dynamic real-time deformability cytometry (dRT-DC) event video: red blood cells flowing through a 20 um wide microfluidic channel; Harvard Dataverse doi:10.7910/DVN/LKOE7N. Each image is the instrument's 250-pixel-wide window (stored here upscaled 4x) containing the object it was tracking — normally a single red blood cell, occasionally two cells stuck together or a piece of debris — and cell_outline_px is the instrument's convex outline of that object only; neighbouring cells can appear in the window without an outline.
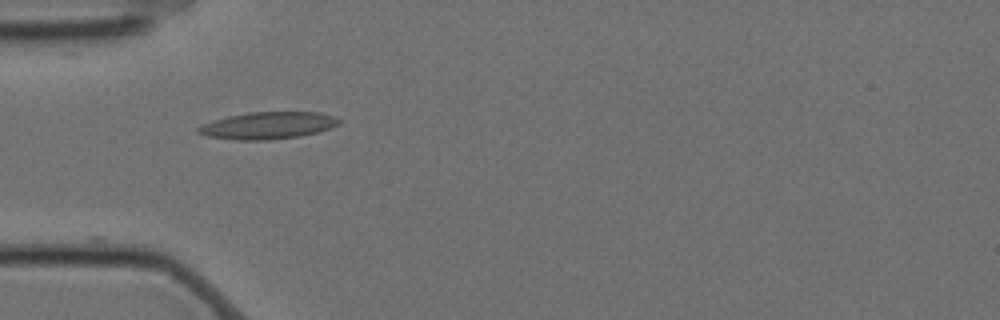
{"species": "Egyptian fruit bat (a non-hibernating species)", "species_latin": "Rousettus aegyptiacus", "temperature_condition": "cold", "stored_images_in_passage": 41, "camera_frame_rate_fps": 3000, "um_per_image_px": 0.085, "animal": {"sex": "female"}, "frame": {"image": 1, "passage_image": 1, "time_ms": 0.0, "image_size_px": [1000, 320], "cell_outline_px": [[340, 124], [332, 128], [300, 136], [272, 140], [236, 140], [208, 136], [196, 132], [196, 128], [200, 124], [228, 116], [248, 112], [320, 112], [336, 116], [340, 120]], "centroid_in_image_um": [22.78, 10.66], "position_along_channel_um": 62.2, "area_um2": 22.43}}
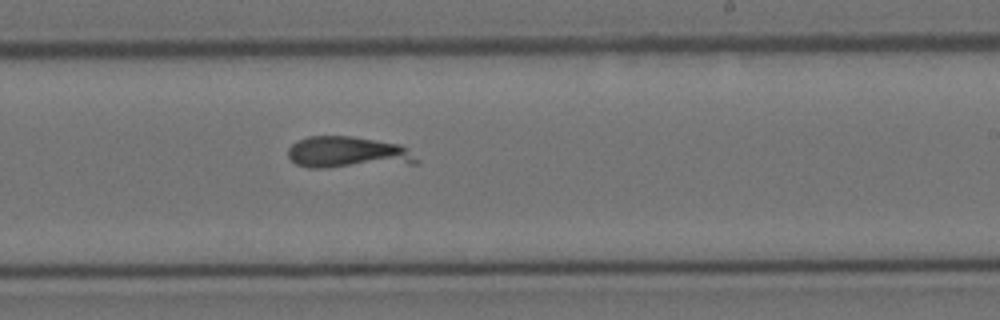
{"frame": {"image": 2, "passage_image": 18, "time_ms": 5.667, "image_size_px": [1000, 320], "cell_outline_px": [[420, 164], [328, 168], [308, 168], [296, 164], [288, 156], [288, 148], [296, 140], [308, 136], [352, 136], [400, 144], [420, 160]], "centroid_in_image_um": [29.58, 12.98], "position_along_channel_um": 259.4, "area_um2": 24.22}}
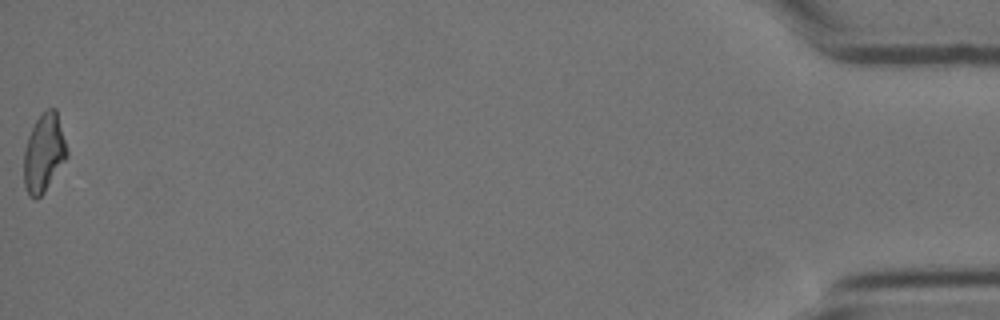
{"frame": {"image": 3, "passage_image": 41, "time_ms": 13.333, "image_size_px": [1000, 320], "cell_outline_px": [[68, 156], [44, 192], [36, 200], [28, 196], [24, 184], [24, 148], [28, 136], [36, 120], [48, 108], [56, 108], [68, 152]], "centroid_in_image_um": [3.72, 13.02], "position_along_channel_um": 431.5, "area_um2": 19.54}}